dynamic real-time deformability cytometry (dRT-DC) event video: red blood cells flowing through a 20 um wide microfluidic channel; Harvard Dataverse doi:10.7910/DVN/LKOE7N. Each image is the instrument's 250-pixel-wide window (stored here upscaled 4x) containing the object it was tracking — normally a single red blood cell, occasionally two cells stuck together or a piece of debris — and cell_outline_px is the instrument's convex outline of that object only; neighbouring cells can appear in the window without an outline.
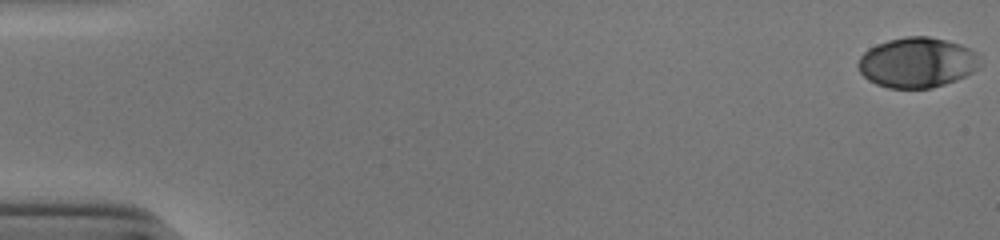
{"species": "human", "species_latin": "Homo sapiens", "temperature_condition": "cold", "stored_images_in_passage": 51, "camera_frame_rate_fps": 3000, "um_per_image_px": 0.085, "donor": {"sex": "male"}, "frame": {"image": 1, "passage_image": 1, "time_ms": 0.0, "image_size_px": [1000, 240], "cell_outline_px": [[980, 68], [956, 80], [932, 88], [888, 88], [876, 84], [868, 80], [860, 72], [856, 64], [860, 56], [868, 48], [876, 44], [888, 40], [904, 36], [928, 36], [960, 44], [976, 52], [980, 56]], "centroid_in_image_um": [77.94, 5.31], "position_along_channel_um": 7.1, "area_um2": 35.89}}
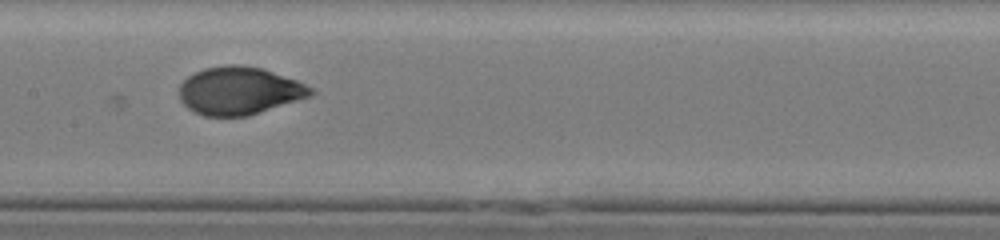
{"frame": {"image": 2, "passage_image": 28, "time_ms": 9.0, "image_size_px": [1000, 240], "cell_outline_px": [[316, 92], [312, 96], [248, 116], [204, 116], [188, 108], [180, 100], [180, 84], [188, 76], [204, 68], [228, 64], [240, 64], [260, 68], [296, 80], [312, 88]], "centroid_in_image_um": [20.34, 7.72], "position_along_channel_um": 187.1, "area_um2": 36.53}}
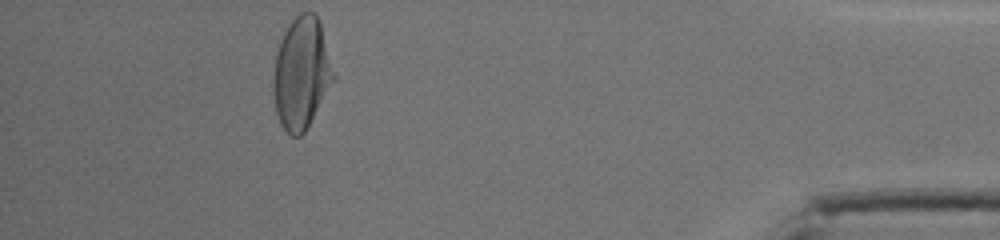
{"frame": {"image": 3, "passage_image": 49, "time_ms": 16.0, "image_size_px": [1000, 240], "cell_outline_px": [[336, 76], [304, 132], [300, 136], [292, 136], [280, 124], [276, 112], [272, 88], [272, 76], [276, 52], [280, 40], [288, 24], [300, 12], [312, 12], [316, 16], [320, 24]], "centroid_in_image_um": [25.59, 6.21], "position_along_channel_um": 409.6, "area_um2": 38.96}, "authors_computed_cell_mechanics": {"area_um2": 36.5296, "velocity_mm_per_s": 3.9054, "shape_relaxation_time_tau1_ms": 3.5095, "shape_relaxation_time_tau2_ms": null, "deformation_change_tau1": 0.1559, "deformation_change_tau2": null}}